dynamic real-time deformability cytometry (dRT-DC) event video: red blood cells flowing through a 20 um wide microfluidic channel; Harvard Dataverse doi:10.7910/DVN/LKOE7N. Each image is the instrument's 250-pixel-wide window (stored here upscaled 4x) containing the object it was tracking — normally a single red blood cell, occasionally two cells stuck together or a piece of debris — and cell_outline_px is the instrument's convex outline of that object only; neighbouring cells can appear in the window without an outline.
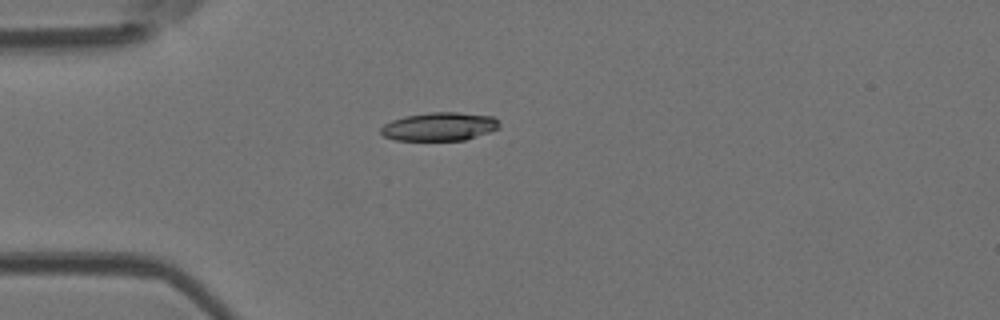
{"species": "Egyptian fruit bat (a non-hibernating species)", "species_latin": "Rousettus aegyptiacus", "temperature_condition": "room temperature", "stored_images_in_passage": 37, "camera_frame_rate_fps": 3000, "um_per_image_px": 0.085, "animal": {"sex": "female"}, "frame": {"image": 1, "passage_image": 1, "time_ms": 0.0, "image_size_px": [1000, 320], "cell_outline_px": [[500, 124], [496, 128], [488, 132], [464, 140], [396, 140], [384, 136], [380, 132], [380, 128], [384, 124], [392, 120], [404, 116], [428, 112], [456, 112], [492, 116]], "centroid_in_image_um": [37.3, 10.75], "position_along_channel_um": 47.7, "area_um2": 19.42}}
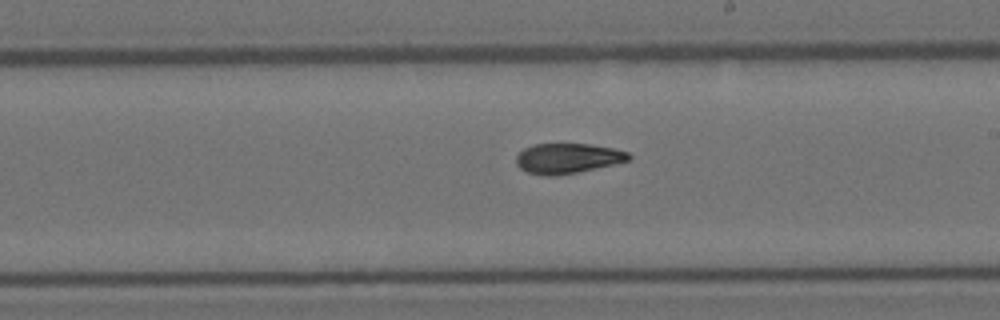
{"frame": {"image": 2, "passage_image": 16, "time_ms": 5.0, "image_size_px": [1000, 320], "cell_outline_px": [[632, 156], [628, 160], [612, 164], [576, 172], [556, 176], [544, 176], [528, 172], [520, 168], [516, 164], [516, 156], [524, 148], [532, 144], [588, 144], [612, 148], [628, 152]], "centroid_in_image_um": [48.2, 13.45], "position_along_channel_um": 240.8, "area_um2": 19.54}}
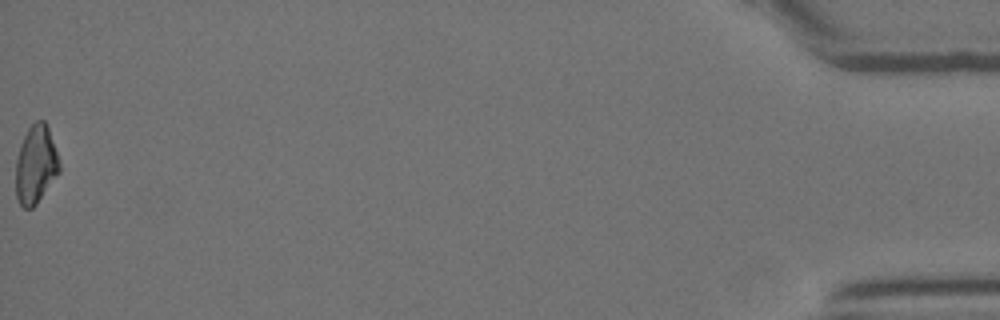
{"frame": {"image": 3, "passage_image": 37, "time_ms": 12.0, "image_size_px": [1000, 320], "cell_outline_px": [[60, 172], [36, 204], [32, 208], [24, 208], [20, 204], [16, 196], [16, 160], [20, 144], [28, 128], [36, 120], [44, 120], [48, 128], [60, 164]], "centroid_in_image_um": [3.03, 14.0], "position_along_channel_um": 432.2, "area_um2": 19.71}, "authors_computed_cell_mechanics": {"area_um2": 20.1144, "velocity_mm_per_s": 4.1717, "shape_relaxation_time_tau1_ms": 7.1384, "shape_relaxation_time_tau2_ms": 4.5373, "deformation_change_tau1": 0.1839, "deformation_change_tau2": 0.1199}}